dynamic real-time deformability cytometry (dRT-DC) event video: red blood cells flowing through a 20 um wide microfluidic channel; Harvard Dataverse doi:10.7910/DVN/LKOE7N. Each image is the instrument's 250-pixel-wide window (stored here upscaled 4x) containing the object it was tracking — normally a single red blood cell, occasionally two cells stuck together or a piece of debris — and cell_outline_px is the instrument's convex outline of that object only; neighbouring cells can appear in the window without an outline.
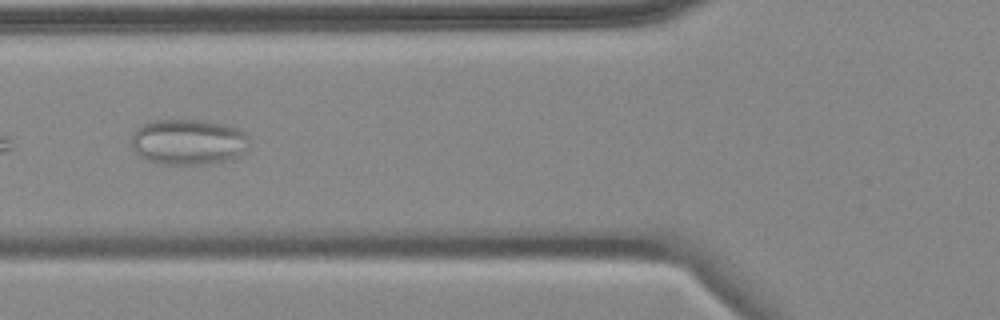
{"species": "common noctule bat (a hibernating species)", "species_latin": "Nyctalus noctula", "temperature_condition": "cold", "stored_images_in_passage": 14, "camera_frame_rate_fps": 3000, "um_per_image_px": 0.085, "animal": {"sex": "female", "body_mass_g": 18.4}, "frame": {"image": 1, "passage_image": 5, "time_ms": 6.333, "image_size_px": [1000, 320], "cell_outline_px": [[248, 148], [240, 156], [232, 160], [204, 164], [164, 164], [148, 160], [140, 156], [132, 148], [132, 136], [136, 128], [148, 120], [204, 120], [224, 124], [240, 128], [248, 136]], "centroid_in_image_um": [16.03, 12.05], "position_along_channel_um": 109.8, "area_um2": 31.79}}
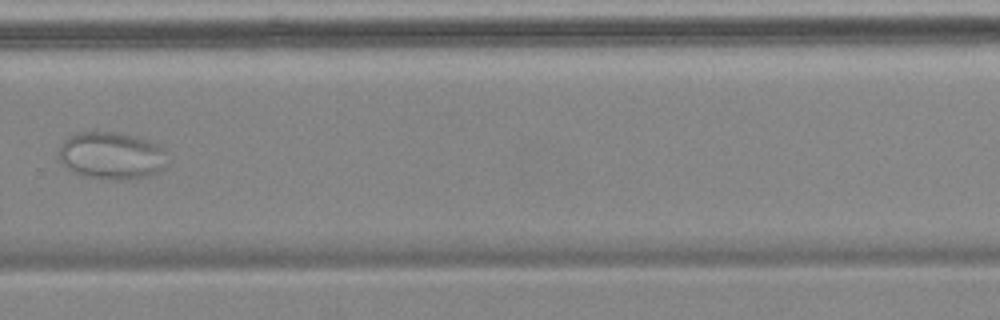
{"frame": {"image": 2, "passage_image": 10, "time_ms": 12.333, "image_size_px": [1000, 320], "cell_outline_px": [[164, 148], [160, 172], [148, 176], [132, 180], [108, 180], [80, 176], [72, 172], [60, 160], [60, 144], [64, 140], [76, 132], [120, 132], [140, 136], [160, 144]], "centroid_in_image_um": [9.46, 13.23], "position_along_channel_um": 320.3, "area_um2": 30.29}}
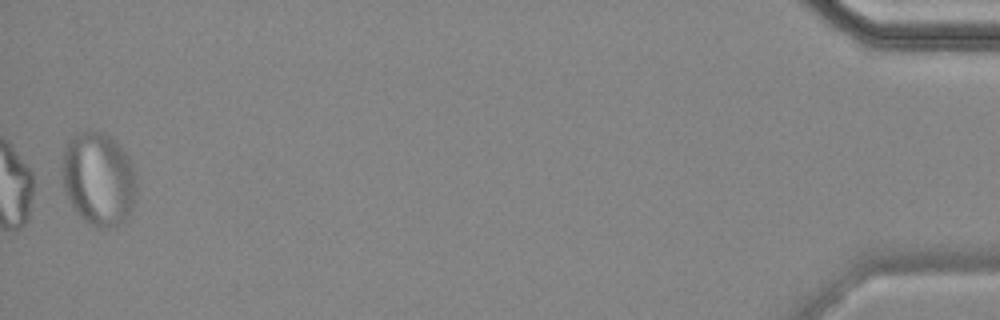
{"frame": {"image": 3, "passage_image": 14, "time_ms": 18.0, "image_size_px": [1000, 320], "cell_outline_px": [[136, 200], [128, 216], [116, 228], [96, 228], [84, 220], [80, 216], [72, 204], [64, 188], [64, 148], [68, 140], [80, 132], [88, 128], [104, 132], [116, 140], [128, 156], [132, 164], [136, 184]], "centroid_in_image_um": [8.42, 15.2], "position_along_channel_um": 426.8, "area_um2": 40.63}, "authors_computed_cell_mechanics": {"area_um2": 29.8537, "velocity_mm_per_s": 3.5063, "shape_relaxation_time_tau1_ms": 0.9833, "shape_relaxation_time_tau2_ms": null, "deformation_change_tau1": 0.1441, "deformation_change_tau2": null}}